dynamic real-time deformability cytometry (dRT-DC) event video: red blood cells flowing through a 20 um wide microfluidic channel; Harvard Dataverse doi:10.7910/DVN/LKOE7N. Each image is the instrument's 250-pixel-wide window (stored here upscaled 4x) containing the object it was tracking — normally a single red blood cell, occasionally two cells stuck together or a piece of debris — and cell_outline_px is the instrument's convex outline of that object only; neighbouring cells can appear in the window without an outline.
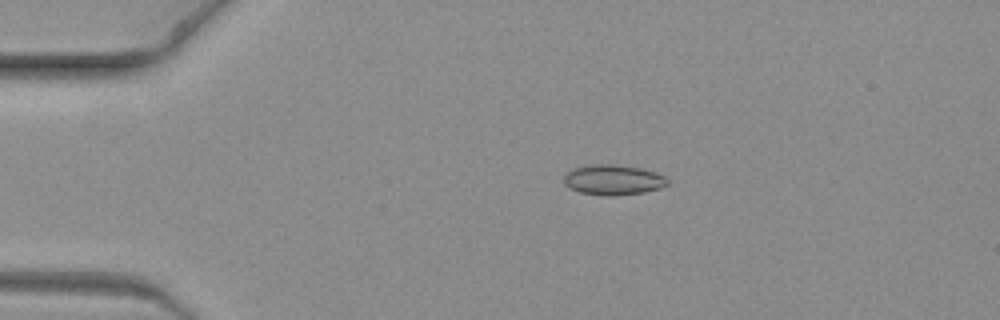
{"species": "common noctule bat (a hibernating species)", "species_latin": "Nyctalus noctula", "temperature_condition": "warm", "stored_images_in_passage": 3, "camera_frame_rate_fps": 3000, "um_per_image_px": 0.085, "animal": {"sex": "female", "body_mass_g": 19.3, "forearm_length_mm": 54.1}, "frame": {"image": 1, "passage_image": 1, "time_ms": 0.0, "image_size_px": [1000, 320], "cell_outline_px": [[668, 184], [660, 188], [644, 192], [612, 196], [608, 196], [580, 192], [564, 184], [564, 176], [568, 172], [576, 168], [596, 164], [612, 164], [640, 168], [656, 172], [664, 176], [668, 180]], "centroid_in_image_um": [52.15, 15.29], "position_along_channel_um": 32.8, "area_um2": 17.98}}